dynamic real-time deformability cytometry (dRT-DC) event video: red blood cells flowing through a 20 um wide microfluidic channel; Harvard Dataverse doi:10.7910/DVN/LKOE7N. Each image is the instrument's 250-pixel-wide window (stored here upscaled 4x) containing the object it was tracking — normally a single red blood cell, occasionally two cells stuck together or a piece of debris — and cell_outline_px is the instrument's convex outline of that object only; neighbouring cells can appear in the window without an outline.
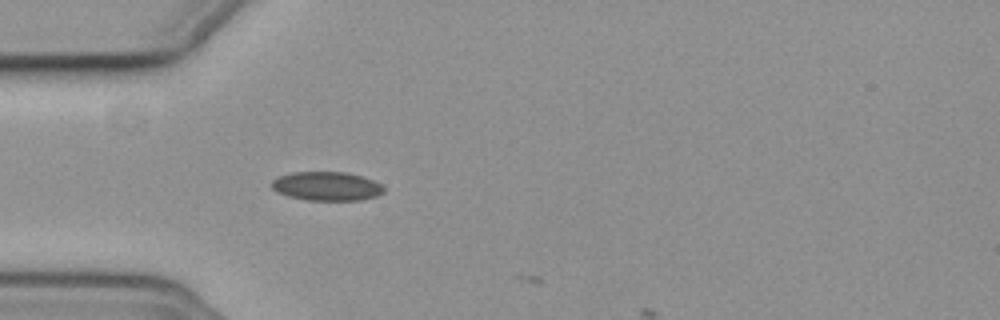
{"species": "common noctule bat (a hibernating species)", "species_latin": "Nyctalus noctula", "temperature_condition": "cold", "stored_images_in_passage": 3, "camera_frame_rate_fps": 3000, "um_per_image_px": 0.085, "animal": {"sex": "female", "body_mass_g": 19.3, "forearm_length_mm": 54.1}, "frame": {"image": 1, "passage_image": 2, "time_ms": 0.333, "image_size_px": [1000, 320], "cell_outline_px": [[384, 192], [376, 196], [360, 200], [308, 200], [288, 196], [276, 192], [272, 188], [272, 180], [280, 176], [292, 172], [344, 172], [360, 176], [372, 180], [380, 184], [384, 188]], "centroid_in_image_um": [27.75, 15.83], "position_along_channel_um": 57.3, "area_um2": 18.73}}